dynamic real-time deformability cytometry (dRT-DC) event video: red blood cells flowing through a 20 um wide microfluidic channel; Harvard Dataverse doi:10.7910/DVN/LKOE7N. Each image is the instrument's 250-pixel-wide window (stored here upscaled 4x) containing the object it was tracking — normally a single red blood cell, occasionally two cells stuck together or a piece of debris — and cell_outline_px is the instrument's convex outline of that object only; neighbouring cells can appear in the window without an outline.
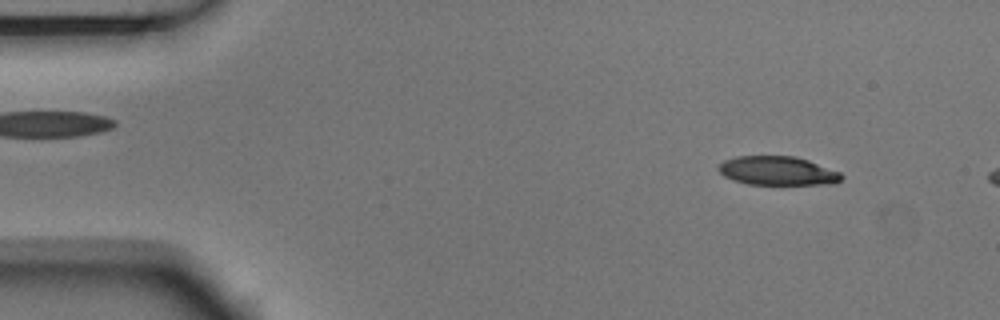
{"species": "Egyptian fruit bat (a non-hibernating species)", "species_latin": "Rousettus aegyptiacus", "temperature_condition": "room temperature", "stored_images_in_passage": 3, "camera_frame_rate_fps": 3000, "um_per_image_px": 0.085, "animal": {"sex": "male"}, "frame": {"image": 1, "passage_image": 1, "time_ms": 0.0, "image_size_px": [1000, 320], "cell_outline_px": [[844, 176], [836, 184], [748, 184], [732, 180], [724, 176], [716, 168], [724, 160], [736, 156], [796, 156], [808, 160], [840, 172]], "centroid_in_image_um": [66.08, 14.52], "position_along_channel_um": 18.9, "area_um2": 20.75}}